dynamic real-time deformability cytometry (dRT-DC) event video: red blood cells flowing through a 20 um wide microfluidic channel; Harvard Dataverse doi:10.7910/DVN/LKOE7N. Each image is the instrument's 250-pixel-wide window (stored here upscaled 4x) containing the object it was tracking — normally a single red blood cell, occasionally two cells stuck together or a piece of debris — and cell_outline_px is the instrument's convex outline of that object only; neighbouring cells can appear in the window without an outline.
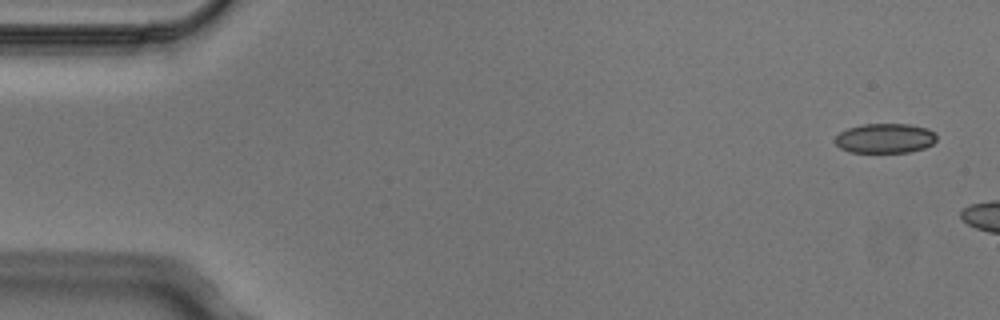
{"species": "Egyptian fruit bat (a non-hibernating species)", "species_latin": "Rousettus aegyptiacus", "temperature_condition": "cold", "stored_images_in_passage": 2, "camera_frame_rate_fps": 3000, "um_per_image_px": 0.085, "animal": {"sex": "male"}, "frame": {"image": 1, "passage_image": 1, "time_ms": 0.0, "image_size_px": [1000, 320], "cell_outline_px": [[936, 140], [932, 144], [924, 148], [908, 152], [848, 152], [840, 148], [832, 140], [840, 132], [848, 128], [864, 124], [908, 124], [928, 128], [936, 132]], "centroid_in_image_um": [75.22, 11.75], "position_along_channel_um": 9.8, "area_um2": 17.69}}